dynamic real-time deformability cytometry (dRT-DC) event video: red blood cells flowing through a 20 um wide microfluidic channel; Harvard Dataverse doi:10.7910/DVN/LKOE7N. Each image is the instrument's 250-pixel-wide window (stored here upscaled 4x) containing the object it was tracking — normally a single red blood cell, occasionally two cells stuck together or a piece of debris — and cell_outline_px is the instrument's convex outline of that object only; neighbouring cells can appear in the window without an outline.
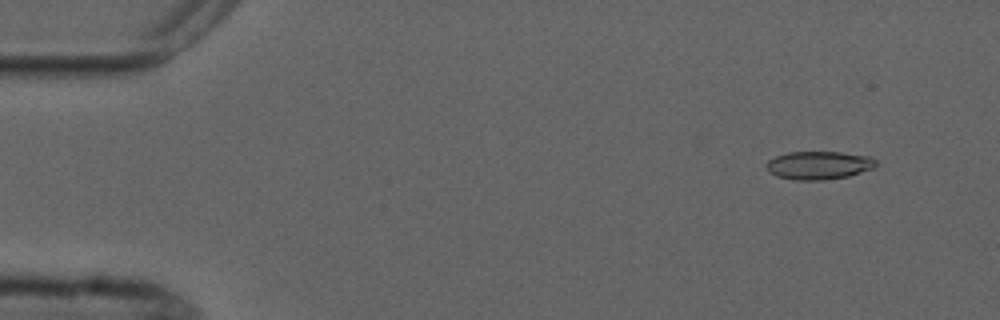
{"species": "common noctule bat (a hibernating species)", "species_latin": "Nyctalus noctula", "temperature_condition": "cold", "stored_images_in_passage": 3, "camera_frame_rate_fps": 3000, "um_per_image_px": 0.085, "animal": {"sex": "male", "forearm_length_mm": 52.5}, "frame": {"image": 1, "passage_image": 2, "time_ms": 1.333, "image_size_px": [1000, 320], "cell_outline_px": [[876, 164], [872, 168], [848, 176], [824, 180], [796, 180], [776, 176], [768, 168], [768, 160], [776, 156], [788, 152], [840, 152], [868, 156], [876, 160]], "centroid_in_image_um": [69.6, 14.04], "position_along_channel_um": 15.4, "area_um2": 17.69}}